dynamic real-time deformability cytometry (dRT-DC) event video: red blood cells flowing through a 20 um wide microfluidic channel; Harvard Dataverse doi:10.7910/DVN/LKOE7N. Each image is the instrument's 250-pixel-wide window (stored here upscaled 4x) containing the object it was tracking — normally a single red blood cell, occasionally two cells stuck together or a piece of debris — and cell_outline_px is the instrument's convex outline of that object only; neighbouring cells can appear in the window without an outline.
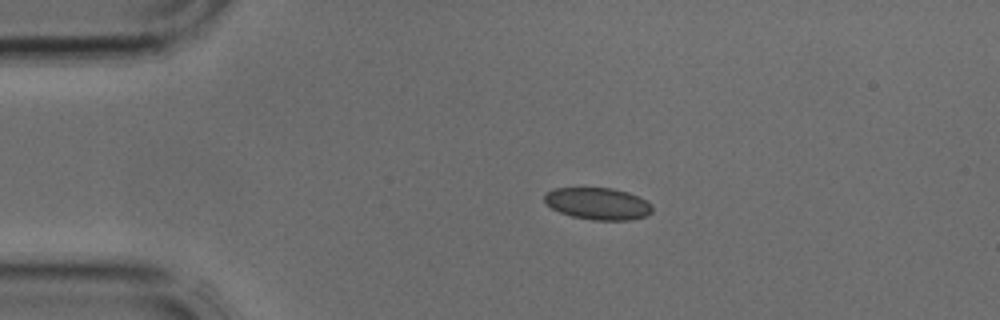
{"species": "common noctule bat (a hibernating species)", "species_latin": "Nyctalus noctula", "temperature_condition": "cold", "stored_images_in_passage": 4, "camera_frame_rate_fps": 3000, "um_per_image_px": 0.085, "animal": {"sex": "male", "body_mass_g": 17.9, "forearm_length_mm": 54.2}, "frame": {"image": 1, "passage_image": 3, "time_ms": 0.667, "image_size_px": [1000, 320], "cell_outline_px": [[652, 212], [648, 216], [632, 220], [592, 220], [572, 216], [560, 212], [552, 208], [544, 200], [544, 196], [552, 188], [612, 188], [628, 192], [652, 204]], "centroid_in_image_um": [50.84, 17.32], "position_along_channel_um": 34.2, "area_um2": 20.06}}